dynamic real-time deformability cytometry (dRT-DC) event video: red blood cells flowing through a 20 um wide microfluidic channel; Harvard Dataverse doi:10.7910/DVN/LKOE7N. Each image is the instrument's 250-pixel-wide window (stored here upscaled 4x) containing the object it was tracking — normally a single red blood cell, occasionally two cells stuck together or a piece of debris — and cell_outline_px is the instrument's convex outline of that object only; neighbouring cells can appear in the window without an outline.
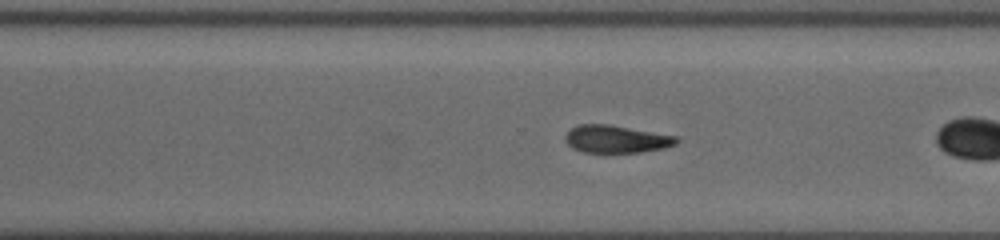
{"species": "common noctule bat (a hibernating species)", "species_latin": "Nyctalus noctula", "temperature_condition": "cold", "stored_images_in_passage": 27, "camera_frame_rate_fps": 3000, "um_per_image_px": 0.085, "animal": {"sex": "female", "body_mass_g": 19.5, "forearm_length_mm": 54.1}, "frame": {"image": 1, "passage_image": 20, "time_ms": 6.333, "image_size_px": [1000, 240], "cell_outline_px": [[680, 140], [676, 144], [664, 148], [640, 152], [584, 152], [572, 148], [564, 140], [564, 136], [572, 128], [580, 124], [608, 124], [676, 136]], "centroid_in_image_um": [52.37, 11.82], "position_along_channel_um": 318.2, "area_um2": 17.74}, "authors_computed_cell_mechanics": {"area_um2": 18.6116, "velocity_mm_per_s": 3.7625, "shape_relaxation_time_tau1_ms": 5.026, "shape_relaxation_time_tau2_ms": 1.6934, "deformation_change_tau1": 0.1218, "deformation_change_tau2": 0.0812}}